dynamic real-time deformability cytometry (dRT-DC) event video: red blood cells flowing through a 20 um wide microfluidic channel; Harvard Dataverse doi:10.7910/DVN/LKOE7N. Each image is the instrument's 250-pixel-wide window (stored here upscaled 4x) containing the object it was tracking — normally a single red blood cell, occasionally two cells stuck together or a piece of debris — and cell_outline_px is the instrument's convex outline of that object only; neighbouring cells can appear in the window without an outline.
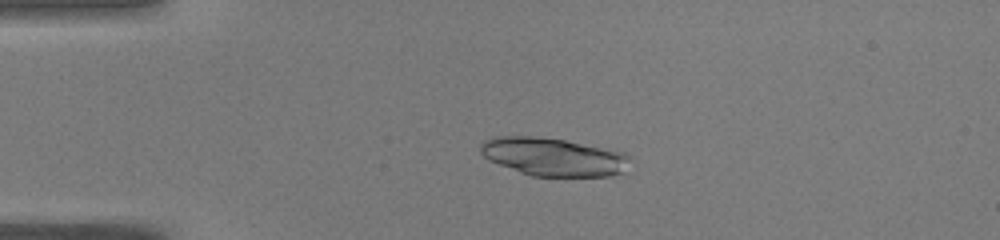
{"species": "common noctule bat (a hibernating species)", "species_latin": "Nyctalus noctula", "temperature_condition": "warm", "stored_images_in_passage": 47, "camera_frame_rate_fps": 3000, "um_per_image_px": 0.085, "animal": {"sex": "male", "body_mass_g": 19.0, "forearm_length_mm": 50.8}, "frame": {"image": 1, "passage_image": 9, "time_ms": 2.667, "image_size_px": [1000, 240], "cell_outline_px": [[628, 156], [624, 172], [612, 176], [532, 176], [520, 172], [488, 160], [480, 152], [480, 144], [484, 140], [492, 136], [532, 136], [564, 140], [624, 152]], "centroid_in_image_um": [46.98, 13.33], "position_along_channel_um": 38.0, "area_um2": 33.0}}
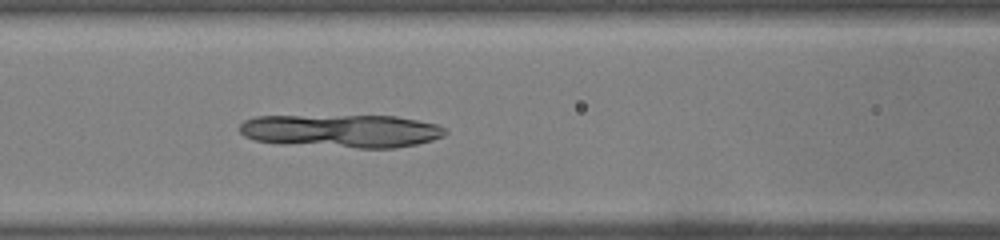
{"frame": {"image": 2, "passage_image": 19, "time_ms": 6.0, "image_size_px": [1000, 240], "cell_outline_px": [[448, 132], [444, 136], [432, 140], [416, 144], [392, 148], [360, 148], [280, 144], [256, 140], [244, 136], [240, 132], [240, 124], [244, 120], [256, 116], [396, 116], [436, 124], [444, 128]], "centroid_in_image_um": [29.01, 11.13], "position_along_channel_um": 137.6, "area_um2": 39.82}}
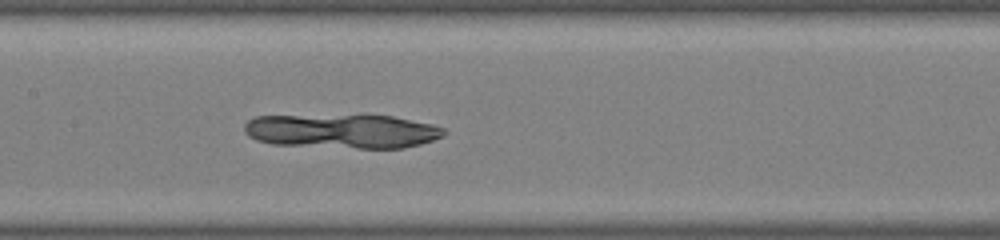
{"frame": {"image": 3, "passage_image": 22, "time_ms": 7.0, "image_size_px": [1000, 240], "cell_outline_px": [[448, 132], [444, 136], [420, 144], [404, 148], [360, 148], [272, 144], [256, 140], [248, 136], [244, 132], [244, 124], [248, 120], [256, 116], [392, 116], [432, 124], [444, 128]], "centroid_in_image_um": [29.1, 11.16], "position_along_channel_um": 178.3, "area_um2": 39.48}}